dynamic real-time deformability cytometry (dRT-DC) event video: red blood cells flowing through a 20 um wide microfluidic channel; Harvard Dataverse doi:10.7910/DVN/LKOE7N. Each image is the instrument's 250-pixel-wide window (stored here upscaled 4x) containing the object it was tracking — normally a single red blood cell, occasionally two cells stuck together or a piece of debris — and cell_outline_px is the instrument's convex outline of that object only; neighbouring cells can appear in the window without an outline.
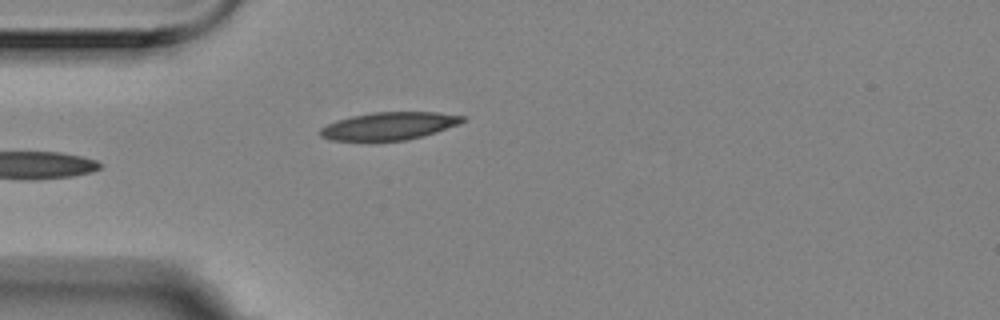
{"species": "Egyptian fruit bat (a non-hibernating species)", "species_latin": "Rousettus aegyptiacus", "temperature_condition": "room temperature", "stored_images_in_passage": 3, "camera_frame_rate_fps": 3000, "um_per_image_px": 0.085, "animal": {"sex": "female"}, "frame": {"image": 1, "passage_image": 3, "time_ms": 0.667, "image_size_px": [1000, 320], "cell_outline_px": [[468, 120], [460, 124], [436, 132], [404, 140], [368, 144], [328, 140], [320, 136], [320, 128], [336, 120], [352, 116], [372, 112], [436, 112], [468, 116]], "centroid_in_image_um": [33.03, 10.75], "position_along_channel_um": 52.0, "area_um2": 24.04}}